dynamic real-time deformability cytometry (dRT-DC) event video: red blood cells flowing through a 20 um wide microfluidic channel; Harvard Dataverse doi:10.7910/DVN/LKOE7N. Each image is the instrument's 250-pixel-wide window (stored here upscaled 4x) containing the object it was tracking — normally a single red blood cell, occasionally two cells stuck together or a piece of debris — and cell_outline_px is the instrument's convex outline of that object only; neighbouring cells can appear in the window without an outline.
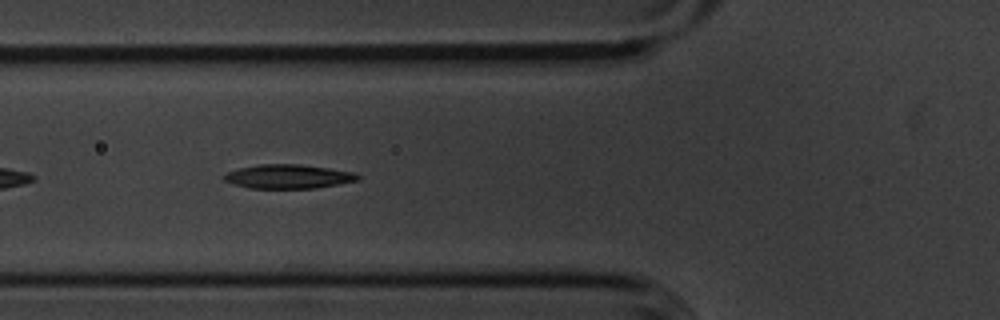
{"species": "common noctule bat (a hibernating species)", "species_latin": "Nyctalus noctula", "temperature_condition": "cold", "stored_images_in_passage": 27, "camera_frame_rate_fps": 3000, "um_per_image_px": 0.085, "animal": {"sex": "male", "body_mass_g": 20.1, "forearm_length_mm": 53.5}, "frame": {"image": 1, "passage_image": 6, "time_ms": 1.667, "image_size_px": [1000, 320], "cell_outline_px": [[360, 180], [340, 184], [316, 188], [248, 188], [224, 180], [224, 176], [228, 172], [240, 168], [260, 164], [300, 164], [356, 172], [360, 176]], "centroid_in_image_um": [24.58, 15.0], "position_along_channel_um": 101.2, "area_um2": 18.67}}
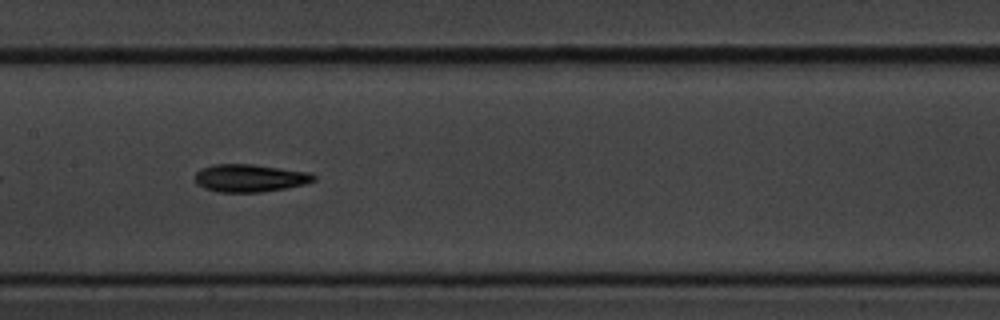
{"frame": {"image": 2, "passage_image": 13, "time_ms": 4.0, "image_size_px": [1000, 320], "cell_outline_px": [[316, 180], [304, 184], [284, 188], [260, 192], [220, 192], [204, 188], [196, 184], [196, 172], [200, 168], [212, 164], [252, 164], [308, 172], [316, 176]], "centroid_in_image_um": [21.2, 15.13], "position_along_channel_um": 186.2, "area_um2": 19.07}}
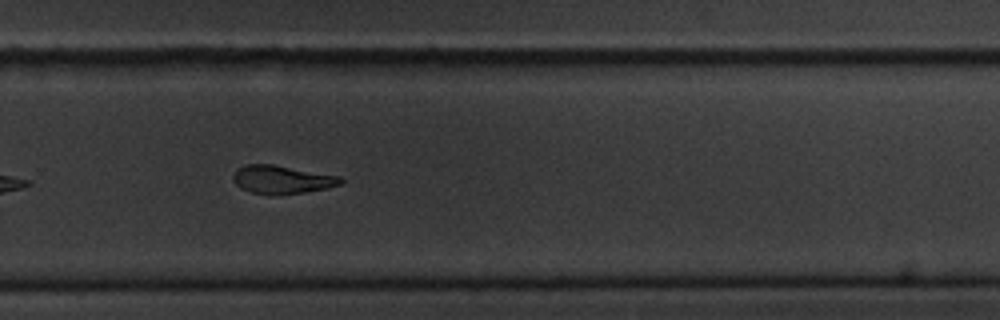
{"frame": {"image": 3, "passage_image": 23, "time_ms": 7.333, "image_size_px": [1000, 320], "cell_outline_px": [[344, 180], [340, 184], [328, 188], [304, 192], [252, 192], [240, 188], [236, 184], [232, 176], [236, 168], [248, 164], [272, 164], [340, 176]], "centroid_in_image_um": [23.96, 15.22], "position_along_channel_um": 305.8, "area_um2": 17.05}}